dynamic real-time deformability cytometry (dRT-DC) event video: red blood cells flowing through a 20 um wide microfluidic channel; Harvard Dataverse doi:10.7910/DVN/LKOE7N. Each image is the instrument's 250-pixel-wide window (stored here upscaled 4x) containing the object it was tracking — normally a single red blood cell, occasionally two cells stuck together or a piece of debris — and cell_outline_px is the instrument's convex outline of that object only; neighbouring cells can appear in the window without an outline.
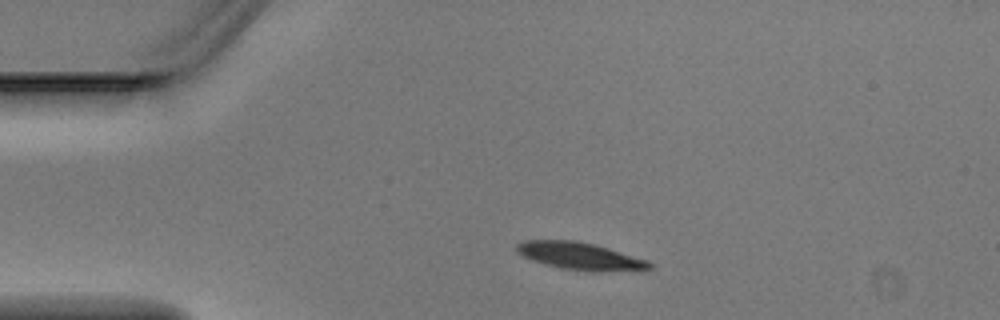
{"species": "Egyptian fruit bat (a non-hibernating species)", "species_latin": "Rousettus aegyptiacus", "temperature_condition": "warm", "stored_images_in_passage": 2, "camera_frame_rate_fps": 3000, "um_per_image_px": 0.085, "animal": {"sex": "male"}, "frame": {"image": 1, "passage_image": 1, "time_ms": 0.0, "image_size_px": [1000, 320], "cell_outline_px": [[652, 268], [644, 272], [592, 272], [560, 268], [544, 264], [532, 260], [516, 252], [516, 244], [524, 240], [576, 240], [608, 248], [648, 260], [652, 264]], "centroid_in_image_um": [49.4, 21.8], "position_along_channel_um": 35.6, "area_um2": 21.73}}